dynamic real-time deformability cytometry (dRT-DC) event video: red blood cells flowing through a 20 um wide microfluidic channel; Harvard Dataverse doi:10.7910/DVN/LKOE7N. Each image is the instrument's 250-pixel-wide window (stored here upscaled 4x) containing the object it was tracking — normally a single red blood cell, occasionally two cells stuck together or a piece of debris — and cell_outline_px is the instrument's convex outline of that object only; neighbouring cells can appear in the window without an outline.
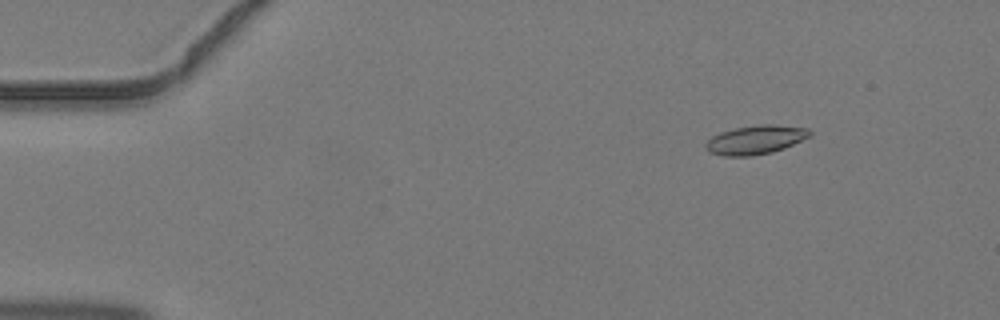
{"species": "common noctule bat (a hibernating species)", "species_latin": "Nyctalus noctula", "temperature_condition": "warm", "stored_images_in_passage": 4, "camera_frame_rate_fps": 3000, "um_per_image_px": 0.085, "animal": {"sex": "male", "body_mass_g": 19.2, "forearm_length_mm": 51.8}, "frame": {"image": 1, "passage_image": 1, "time_ms": 0.0, "image_size_px": [1000, 320], "cell_outline_px": [[812, 136], [784, 148], [772, 152], [752, 156], [724, 156], [708, 152], [704, 144], [712, 136], [720, 132], [736, 128], [760, 124], [772, 124], [808, 128], [812, 132]], "centroid_in_image_um": [64.23, 11.88], "position_along_channel_um": 20.8, "area_um2": 17.63}}
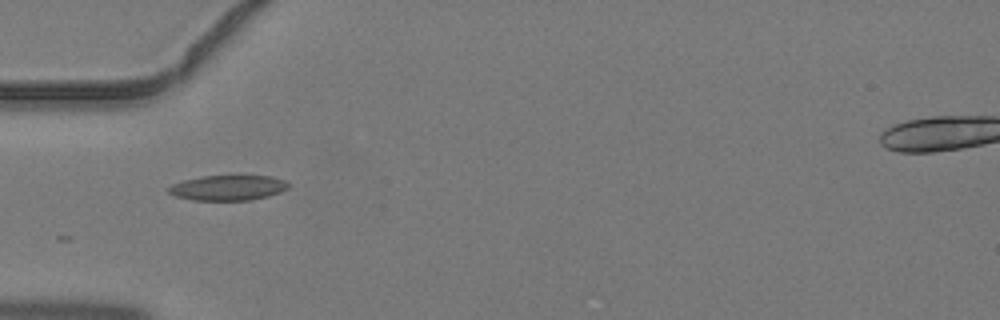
{"frame": {"image": 2, "passage_image": 3, "time_ms": 0.667, "image_size_px": [1000, 320], "cell_outline_px": [[292, 184], [288, 188], [280, 192], [268, 196], [252, 200], [192, 200], [176, 196], [168, 192], [168, 188], [172, 184], [184, 180], [200, 176], [272, 176], [284, 180]], "centroid_in_image_um": [19.41, 15.96], "position_along_channel_um": 65.6, "area_um2": 17.63}}
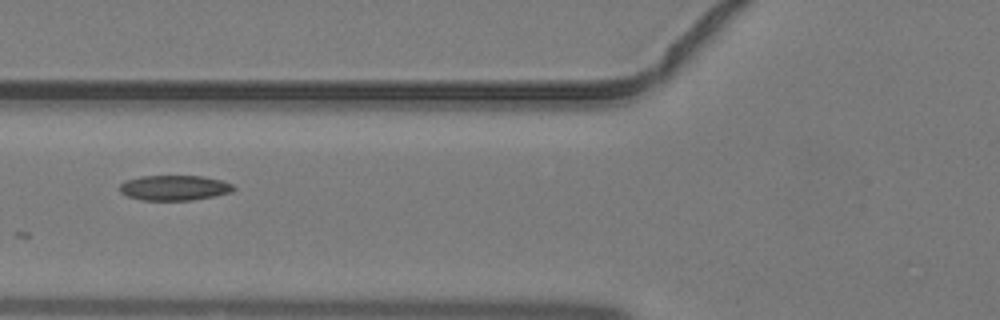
{"frame": {"image": 3, "passage_image": 4, "time_ms": 1.0, "image_size_px": [1000, 320], "cell_outline_px": [[236, 188], [232, 192], [216, 196], [192, 200], [140, 200], [128, 196], [120, 192], [120, 184], [124, 180], [140, 176], [204, 176], [220, 180], [232, 184]], "centroid_in_image_um": [14.82, 15.96], "position_along_channel_um": 111.0, "area_um2": 16.82}}